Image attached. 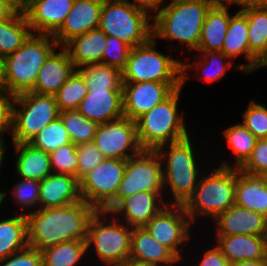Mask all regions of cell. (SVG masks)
<instances>
[{"mask_svg": "<svg viewBox=\"0 0 267 266\" xmlns=\"http://www.w3.org/2000/svg\"><path fill=\"white\" fill-rule=\"evenodd\" d=\"M25 216L28 244L39 251L65 241L87 239L90 213L83 200L63 207L33 209Z\"/></svg>", "mask_w": 267, "mask_h": 266, "instance_id": "obj_1", "label": "cell"}, {"mask_svg": "<svg viewBox=\"0 0 267 266\" xmlns=\"http://www.w3.org/2000/svg\"><path fill=\"white\" fill-rule=\"evenodd\" d=\"M218 0H172L151 17L153 37L180 41L197 50L207 12Z\"/></svg>", "mask_w": 267, "mask_h": 266, "instance_id": "obj_2", "label": "cell"}, {"mask_svg": "<svg viewBox=\"0 0 267 266\" xmlns=\"http://www.w3.org/2000/svg\"><path fill=\"white\" fill-rule=\"evenodd\" d=\"M58 47L53 35L31 33L19 49L4 58L0 86L14 95L30 91L40 68Z\"/></svg>", "mask_w": 267, "mask_h": 266, "instance_id": "obj_3", "label": "cell"}, {"mask_svg": "<svg viewBox=\"0 0 267 266\" xmlns=\"http://www.w3.org/2000/svg\"><path fill=\"white\" fill-rule=\"evenodd\" d=\"M181 89L135 120L138 142L143 150H156L189 136L184 116L178 114Z\"/></svg>", "mask_w": 267, "mask_h": 266, "instance_id": "obj_4", "label": "cell"}, {"mask_svg": "<svg viewBox=\"0 0 267 266\" xmlns=\"http://www.w3.org/2000/svg\"><path fill=\"white\" fill-rule=\"evenodd\" d=\"M236 168L224 160L209 176L200 177L193 195L184 204L195 222L196 215H210L214 220L235 204Z\"/></svg>", "mask_w": 267, "mask_h": 266, "instance_id": "obj_5", "label": "cell"}, {"mask_svg": "<svg viewBox=\"0 0 267 266\" xmlns=\"http://www.w3.org/2000/svg\"><path fill=\"white\" fill-rule=\"evenodd\" d=\"M189 137L162 145L155 150L161 159L167 156L163 161L166 166L163 169L164 188L170 187L174 198V201L170 200L169 204L184 205L193 195L199 182L198 177H201L197 169L199 165L196 162L194 147ZM165 147L168 151L166 149L164 151Z\"/></svg>", "mask_w": 267, "mask_h": 266, "instance_id": "obj_6", "label": "cell"}, {"mask_svg": "<svg viewBox=\"0 0 267 266\" xmlns=\"http://www.w3.org/2000/svg\"><path fill=\"white\" fill-rule=\"evenodd\" d=\"M152 36L146 43L131 48L122 82L182 83V62L155 50Z\"/></svg>", "mask_w": 267, "mask_h": 266, "instance_id": "obj_7", "label": "cell"}, {"mask_svg": "<svg viewBox=\"0 0 267 266\" xmlns=\"http://www.w3.org/2000/svg\"><path fill=\"white\" fill-rule=\"evenodd\" d=\"M148 20L146 11L125 0H104L99 28L107 36L116 37L133 48L153 36V24H149Z\"/></svg>", "mask_w": 267, "mask_h": 266, "instance_id": "obj_8", "label": "cell"}, {"mask_svg": "<svg viewBox=\"0 0 267 266\" xmlns=\"http://www.w3.org/2000/svg\"><path fill=\"white\" fill-rule=\"evenodd\" d=\"M59 113L53 95H41L32 91L16 94L13 104L12 143H29L40 130L55 121Z\"/></svg>", "mask_w": 267, "mask_h": 266, "instance_id": "obj_9", "label": "cell"}, {"mask_svg": "<svg viewBox=\"0 0 267 266\" xmlns=\"http://www.w3.org/2000/svg\"><path fill=\"white\" fill-rule=\"evenodd\" d=\"M132 230L133 227L124 222L120 224L118 220L111 219L107 224V220L90 219L87 226V249L94 247L95 255L105 265L118 266L130 257Z\"/></svg>", "mask_w": 267, "mask_h": 266, "instance_id": "obj_10", "label": "cell"}, {"mask_svg": "<svg viewBox=\"0 0 267 266\" xmlns=\"http://www.w3.org/2000/svg\"><path fill=\"white\" fill-rule=\"evenodd\" d=\"M162 166L163 162L155 150H142L126 160L125 174L117 193L124 198L140 191L163 193Z\"/></svg>", "mask_w": 267, "mask_h": 266, "instance_id": "obj_11", "label": "cell"}, {"mask_svg": "<svg viewBox=\"0 0 267 266\" xmlns=\"http://www.w3.org/2000/svg\"><path fill=\"white\" fill-rule=\"evenodd\" d=\"M93 142L105 158L127 160L143 150L138 142L136 122L125 116L98 124Z\"/></svg>", "mask_w": 267, "mask_h": 266, "instance_id": "obj_12", "label": "cell"}, {"mask_svg": "<svg viewBox=\"0 0 267 266\" xmlns=\"http://www.w3.org/2000/svg\"><path fill=\"white\" fill-rule=\"evenodd\" d=\"M190 225L192 221L184 205L168 204L144 228L157 242L168 247L181 260L179 248L191 239Z\"/></svg>", "mask_w": 267, "mask_h": 266, "instance_id": "obj_13", "label": "cell"}, {"mask_svg": "<svg viewBox=\"0 0 267 266\" xmlns=\"http://www.w3.org/2000/svg\"><path fill=\"white\" fill-rule=\"evenodd\" d=\"M180 87H182V83L123 82V114L135 121L169 98Z\"/></svg>", "mask_w": 267, "mask_h": 266, "instance_id": "obj_14", "label": "cell"}, {"mask_svg": "<svg viewBox=\"0 0 267 266\" xmlns=\"http://www.w3.org/2000/svg\"><path fill=\"white\" fill-rule=\"evenodd\" d=\"M126 160L105 158L80 181V196L89 203L99 195L117 193L125 174Z\"/></svg>", "mask_w": 267, "mask_h": 266, "instance_id": "obj_15", "label": "cell"}, {"mask_svg": "<svg viewBox=\"0 0 267 266\" xmlns=\"http://www.w3.org/2000/svg\"><path fill=\"white\" fill-rule=\"evenodd\" d=\"M75 0H26L22 10L32 33L53 35L64 23Z\"/></svg>", "mask_w": 267, "mask_h": 266, "instance_id": "obj_16", "label": "cell"}, {"mask_svg": "<svg viewBox=\"0 0 267 266\" xmlns=\"http://www.w3.org/2000/svg\"><path fill=\"white\" fill-rule=\"evenodd\" d=\"M104 0H75L62 26L53 34L59 46L99 27Z\"/></svg>", "mask_w": 267, "mask_h": 266, "instance_id": "obj_17", "label": "cell"}, {"mask_svg": "<svg viewBox=\"0 0 267 266\" xmlns=\"http://www.w3.org/2000/svg\"><path fill=\"white\" fill-rule=\"evenodd\" d=\"M214 220L217 236H267V217L236 204L219 214Z\"/></svg>", "mask_w": 267, "mask_h": 266, "instance_id": "obj_18", "label": "cell"}, {"mask_svg": "<svg viewBox=\"0 0 267 266\" xmlns=\"http://www.w3.org/2000/svg\"><path fill=\"white\" fill-rule=\"evenodd\" d=\"M231 60L239 55H244L249 62L235 66L244 74L260 68V61L250 52L248 41V19L247 16L238 10L234 16H231L227 33L225 35L222 50Z\"/></svg>", "mask_w": 267, "mask_h": 266, "instance_id": "obj_19", "label": "cell"}, {"mask_svg": "<svg viewBox=\"0 0 267 266\" xmlns=\"http://www.w3.org/2000/svg\"><path fill=\"white\" fill-rule=\"evenodd\" d=\"M81 200L80 183L75 176L52 172L40 181L39 209L63 207Z\"/></svg>", "mask_w": 267, "mask_h": 266, "instance_id": "obj_20", "label": "cell"}, {"mask_svg": "<svg viewBox=\"0 0 267 266\" xmlns=\"http://www.w3.org/2000/svg\"><path fill=\"white\" fill-rule=\"evenodd\" d=\"M97 124H104L124 116L122 90H88L76 109Z\"/></svg>", "mask_w": 267, "mask_h": 266, "instance_id": "obj_21", "label": "cell"}, {"mask_svg": "<svg viewBox=\"0 0 267 266\" xmlns=\"http://www.w3.org/2000/svg\"><path fill=\"white\" fill-rule=\"evenodd\" d=\"M76 68L67 50H55L40 68L34 87L30 90L41 95H55Z\"/></svg>", "mask_w": 267, "mask_h": 266, "instance_id": "obj_22", "label": "cell"}, {"mask_svg": "<svg viewBox=\"0 0 267 266\" xmlns=\"http://www.w3.org/2000/svg\"><path fill=\"white\" fill-rule=\"evenodd\" d=\"M129 259L154 266H173L181 261L168 247L157 242L144 227H133Z\"/></svg>", "mask_w": 267, "mask_h": 266, "instance_id": "obj_23", "label": "cell"}, {"mask_svg": "<svg viewBox=\"0 0 267 266\" xmlns=\"http://www.w3.org/2000/svg\"><path fill=\"white\" fill-rule=\"evenodd\" d=\"M235 204L267 217V177L236 168Z\"/></svg>", "mask_w": 267, "mask_h": 266, "instance_id": "obj_24", "label": "cell"}, {"mask_svg": "<svg viewBox=\"0 0 267 266\" xmlns=\"http://www.w3.org/2000/svg\"><path fill=\"white\" fill-rule=\"evenodd\" d=\"M217 246L230 263L235 261H267V236H217Z\"/></svg>", "mask_w": 267, "mask_h": 266, "instance_id": "obj_25", "label": "cell"}, {"mask_svg": "<svg viewBox=\"0 0 267 266\" xmlns=\"http://www.w3.org/2000/svg\"><path fill=\"white\" fill-rule=\"evenodd\" d=\"M107 35L98 27L69 40L63 48L75 68L88 64H102Z\"/></svg>", "mask_w": 267, "mask_h": 266, "instance_id": "obj_26", "label": "cell"}, {"mask_svg": "<svg viewBox=\"0 0 267 266\" xmlns=\"http://www.w3.org/2000/svg\"><path fill=\"white\" fill-rule=\"evenodd\" d=\"M227 0H218L207 12L196 51H221L231 15Z\"/></svg>", "mask_w": 267, "mask_h": 266, "instance_id": "obj_27", "label": "cell"}, {"mask_svg": "<svg viewBox=\"0 0 267 266\" xmlns=\"http://www.w3.org/2000/svg\"><path fill=\"white\" fill-rule=\"evenodd\" d=\"M162 195L163 193L161 192L140 191L126 197L123 213V219L126 220V224L130 227H144L168 205Z\"/></svg>", "mask_w": 267, "mask_h": 266, "instance_id": "obj_28", "label": "cell"}, {"mask_svg": "<svg viewBox=\"0 0 267 266\" xmlns=\"http://www.w3.org/2000/svg\"><path fill=\"white\" fill-rule=\"evenodd\" d=\"M18 155L15 169L20 179L41 181L52 173L50 154L30 143H13Z\"/></svg>", "mask_w": 267, "mask_h": 266, "instance_id": "obj_29", "label": "cell"}, {"mask_svg": "<svg viewBox=\"0 0 267 266\" xmlns=\"http://www.w3.org/2000/svg\"><path fill=\"white\" fill-rule=\"evenodd\" d=\"M16 214L0 221V260L29 246L26 213Z\"/></svg>", "mask_w": 267, "mask_h": 266, "instance_id": "obj_30", "label": "cell"}, {"mask_svg": "<svg viewBox=\"0 0 267 266\" xmlns=\"http://www.w3.org/2000/svg\"><path fill=\"white\" fill-rule=\"evenodd\" d=\"M241 11L248 19L250 52L262 62L267 57V6L246 7Z\"/></svg>", "mask_w": 267, "mask_h": 266, "instance_id": "obj_31", "label": "cell"}, {"mask_svg": "<svg viewBox=\"0 0 267 266\" xmlns=\"http://www.w3.org/2000/svg\"><path fill=\"white\" fill-rule=\"evenodd\" d=\"M31 33L22 8L12 18L0 21V55L5 58L15 52Z\"/></svg>", "mask_w": 267, "mask_h": 266, "instance_id": "obj_32", "label": "cell"}, {"mask_svg": "<svg viewBox=\"0 0 267 266\" xmlns=\"http://www.w3.org/2000/svg\"><path fill=\"white\" fill-rule=\"evenodd\" d=\"M88 90H122V71L101 63L80 66Z\"/></svg>", "mask_w": 267, "mask_h": 266, "instance_id": "obj_33", "label": "cell"}, {"mask_svg": "<svg viewBox=\"0 0 267 266\" xmlns=\"http://www.w3.org/2000/svg\"><path fill=\"white\" fill-rule=\"evenodd\" d=\"M198 52H201V54H199L201 57L199 58H201V60L203 61L200 60V62L199 61L197 62L196 60L195 61L196 64L194 65L188 62L187 63L182 62V87H184L183 85L185 84L188 78V76L185 73L191 68L198 69L200 67L202 69L201 79L210 83L222 78L226 73V69L228 70L232 65V62H230L231 59L227 57L222 51H198Z\"/></svg>", "mask_w": 267, "mask_h": 266, "instance_id": "obj_34", "label": "cell"}, {"mask_svg": "<svg viewBox=\"0 0 267 266\" xmlns=\"http://www.w3.org/2000/svg\"><path fill=\"white\" fill-rule=\"evenodd\" d=\"M87 242L69 240L41 251L43 266H75L87 251Z\"/></svg>", "mask_w": 267, "mask_h": 266, "instance_id": "obj_35", "label": "cell"}, {"mask_svg": "<svg viewBox=\"0 0 267 266\" xmlns=\"http://www.w3.org/2000/svg\"><path fill=\"white\" fill-rule=\"evenodd\" d=\"M223 137L236 156L232 167H241L251 156L257 138L242 123L226 128Z\"/></svg>", "mask_w": 267, "mask_h": 266, "instance_id": "obj_36", "label": "cell"}, {"mask_svg": "<svg viewBox=\"0 0 267 266\" xmlns=\"http://www.w3.org/2000/svg\"><path fill=\"white\" fill-rule=\"evenodd\" d=\"M59 117L64 123L73 144L93 142L98 124L83 116L77 110L60 111Z\"/></svg>", "mask_w": 267, "mask_h": 266, "instance_id": "obj_37", "label": "cell"}, {"mask_svg": "<svg viewBox=\"0 0 267 266\" xmlns=\"http://www.w3.org/2000/svg\"><path fill=\"white\" fill-rule=\"evenodd\" d=\"M88 94L84 77L76 69L54 95L59 111L76 110Z\"/></svg>", "mask_w": 267, "mask_h": 266, "instance_id": "obj_38", "label": "cell"}, {"mask_svg": "<svg viewBox=\"0 0 267 266\" xmlns=\"http://www.w3.org/2000/svg\"><path fill=\"white\" fill-rule=\"evenodd\" d=\"M29 143L35 148L50 154L61 146L71 144L72 141L63 121L58 117L40 130Z\"/></svg>", "mask_w": 267, "mask_h": 266, "instance_id": "obj_39", "label": "cell"}, {"mask_svg": "<svg viewBox=\"0 0 267 266\" xmlns=\"http://www.w3.org/2000/svg\"><path fill=\"white\" fill-rule=\"evenodd\" d=\"M88 206L90 219L102 220L104 217L107 218L108 214H112L113 221H117V219L120 221L121 219L117 218L115 215L120 214L123 218L122 213H124L125 210V198L118 193L99 195L93 198L88 203Z\"/></svg>", "mask_w": 267, "mask_h": 266, "instance_id": "obj_40", "label": "cell"}, {"mask_svg": "<svg viewBox=\"0 0 267 266\" xmlns=\"http://www.w3.org/2000/svg\"><path fill=\"white\" fill-rule=\"evenodd\" d=\"M52 172L63 173L77 178L78 158L76 145L61 146L50 153Z\"/></svg>", "mask_w": 267, "mask_h": 266, "instance_id": "obj_41", "label": "cell"}, {"mask_svg": "<svg viewBox=\"0 0 267 266\" xmlns=\"http://www.w3.org/2000/svg\"><path fill=\"white\" fill-rule=\"evenodd\" d=\"M242 124L257 138L267 136V107L250 101L247 110L243 112Z\"/></svg>", "mask_w": 267, "mask_h": 266, "instance_id": "obj_42", "label": "cell"}, {"mask_svg": "<svg viewBox=\"0 0 267 266\" xmlns=\"http://www.w3.org/2000/svg\"><path fill=\"white\" fill-rule=\"evenodd\" d=\"M76 150L78 158L77 179L80 181L87 173L96 168L105 157L94 142L78 144Z\"/></svg>", "mask_w": 267, "mask_h": 266, "instance_id": "obj_43", "label": "cell"}, {"mask_svg": "<svg viewBox=\"0 0 267 266\" xmlns=\"http://www.w3.org/2000/svg\"><path fill=\"white\" fill-rule=\"evenodd\" d=\"M131 48L124 41L107 36L102 64L119 68L122 71L126 66Z\"/></svg>", "mask_w": 267, "mask_h": 266, "instance_id": "obj_44", "label": "cell"}, {"mask_svg": "<svg viewBox=\"0 0 267 266\" xmlns=\"http://www.w3.org/2000/svg\"><path fill=\"white\" fill-rule=\"evenodd\" d=\"M40 181L32 179H22L15 183L12 194L15 200L20 204L22 210L39 206ZM31 206V207H30Z\"/></svg>", "mask_w": 267, "mask_h": 266, "instance_id": "obj_45", "label": "cell"}, {"mask_svg": "<svg viewBox=\"0 0 267 266\" xmlns=\"http://www.w3.org/2000/svg\"><path fill=\"white\" fill-rule=\"evenodd\" d=\"M240 168L253 174H267V143L263 139H257L251 156Z\"/></svg>", "mask_w": 267, "mask_h": 266, "instance_id": "obj_46", "label": "cell"}, {"mask_svg": "<svg viewBox=\"0 0 267 266\" xmlns=\"http://www.w3.org/2000/svg\"><path fill=\"white\" fill-rule=\"evenodd\" d=\"M0 266H43L41 251L30 246L0 260Z\"/></svg>", "mask_w": 267, "mask_h": 266, "instance_id": "obj_47", "label": "cell"}, {"mask_svg": "<svg viewBox=\"0 0 267 266\" xmlns=\"http://www.w3.org/2000/svg\"><path fill=\"white\" fill-rule=\"evenodd\" d=\"M14 99V94L0 86V137L2 138L6 132L12 133Z\"/></svg>", "mask_w": 267, "mask_h": 266, "instance_id": "obj_48", "label": "cell"}, {"mask_svg": "<svg viewBox=\"0 0 267 266\" xmlns=\"http://www.w3.org/2000/svg\"><path fill=\"white\" fill-rule=\"evenodd\" d=\"M198 266H230L229 260L223 255L221 249L214 245L203 253V258L201 259Z\"/></svg>", "mask_w": 267, "mask_h": 266, "instance_id": "obj_49", "label": "cell"}, {"mask_svg": "<svg viewBox=\"0 0 267 266\" xmlns=\"http://www.w3.org/2000/svg\"><path fill=\"white\" fill-rule=\"evenodd\" d=\"M20 9L13 0H0V21L12 18Z\"/></svg>", "mask_w": 267, "mask_h": 266, "instance_id": "obj_50", "label": "cell"}, {"mask_svg": "<svg viewBox=\"0 0 267 266\" xmlns=\"http://www.w3.org/2000/svg\"><path fill=\"white\" fill-rule=\"evenodd\" d=\"M125 1L129 2L136 8L146 11L147 13L148 10L153 12L155 11V13H158L162 8L161 6L165 5L163 3L164 0H134V2H130L129 0Z\"/></svg>", "mask_w": 267, "mask_h": 266, "instance_id": "obj_51", "label": "cell"}, {"mask_svg": "<svg viewBox=\"0 0 267 266\" xmlns=\"http://www.w3.org/2000/svg\"><path fill=\"white\" fill-rule=\"evenodd\" d=\"M229 4H236L239 7L241 6L242 10L246 7H259L267 6V0H227Z\"/></svg>", "mask_w": 267, "mask_h": 266, "instance_id": "obj_52", "label": "cell"}, {"mask_svg": "<svg viewBox=\"0 0 267 266\" xmlns=\"http://www.w3.org/2000/svg\"><path fill=\"white\" fill-rule=\"evenodd\" d=\"M230 266H267V261H261V260L235 261L230 263Z\"/></svg>", "mask_w": 267, "mask_h": 266, "instance_id": "obj_53", "label": "cell"}, {"mask_svg": "<svg viewBox=\"0 0 267 266\" xmlns=\"http://www.w3.org/2000/svg\"><path fill=\"white\" fill-rule=\"evenodd\" d=\"M118 266H154V265L145 264V263L133 261L131 259H127L125 262H123L122 264Z\"/></svg>", "mask_w": 267, "mask_h": 266, "instance_id": "obj_54", "label": "cell"}, {"mask_svg": "<svg viewBox=\"0 0 267 266\" xmlns=\"http://www.w3.org/2000/svg\"><path fill=\"white\" fill-rule=\"evenodd\" d=\"M4 138L0 137V170H1V167L3 165V161H4V151H6V147H4L5 142L3 140Z\"/></svg>", "mask_w": 267, "mask_h": 266, "instance_id": "obj_55", "label": "cell"}, {"mask_svg": "<svg viewBox=\"0 0 267 266\" xmlns=\"http://www.w3.org/2000/svg\"><path fill=\"white\" fill-rule=\"evenodd\" d=\"M3 62H4V58L0 55V84L2 81V77H3Z\"/></svg>", "mask_w": 267, "mask_h": 266, "instance_id": "obj_56", "label": "cell"}, {"mask_svg": "<svg viewBox=\"0 0 267 266\" xmlns=\"http://www.w3.org/2000/svg\"><path fill=\"white\" fill-rule=\"evenodd\" d=\"M6 195H7V192H2V191H0V206L2 205V203L5 201L4 199H5V197H6Z\"/></svg>", "mask_w": 267, "mask_h": 266, "instance_id": "obj_57", "label": "cell"}, {"mask_svg": "<svg viewBox=\"0 0 267 266\" xmlns=\"http://www.w3.org/2000/svg\"><path fill=\"white\" fill-rule=\"evenodd\" d=\"M14 2H16L21 8L25 5L26 0H13Z\"/></svg>", "mask_w": 267, "mask_h": 266, "instance_id": "obj_58", "label": "cell"}, {"mask_svg": "<svg viewBox=\"0 0 267 266\" xmlns=\"http://www.w3.org/2000/svg\"><path fill=\"white\" fill-rule=\"evenodd\" d=\"M267 66V57L260 63V68Z\"/></svg>", "mask_w": 267, "mask_h": 266, "instance_id": "obj_59", "label": "cell"}, {"mask_svg": "<svg viewBox=\"0 0 267 266\" xmlns=\"http://www.w3.org/2000/svg\"><path fill=\"white\" fill-rule=\"evenodd\" d=\"M263 140L267 143V136L263 138Z\"/></svg>", "mask_w": 267, "mask_h": 266, "instance_id": "obj_60", "label": "cell"}]
</instances>
